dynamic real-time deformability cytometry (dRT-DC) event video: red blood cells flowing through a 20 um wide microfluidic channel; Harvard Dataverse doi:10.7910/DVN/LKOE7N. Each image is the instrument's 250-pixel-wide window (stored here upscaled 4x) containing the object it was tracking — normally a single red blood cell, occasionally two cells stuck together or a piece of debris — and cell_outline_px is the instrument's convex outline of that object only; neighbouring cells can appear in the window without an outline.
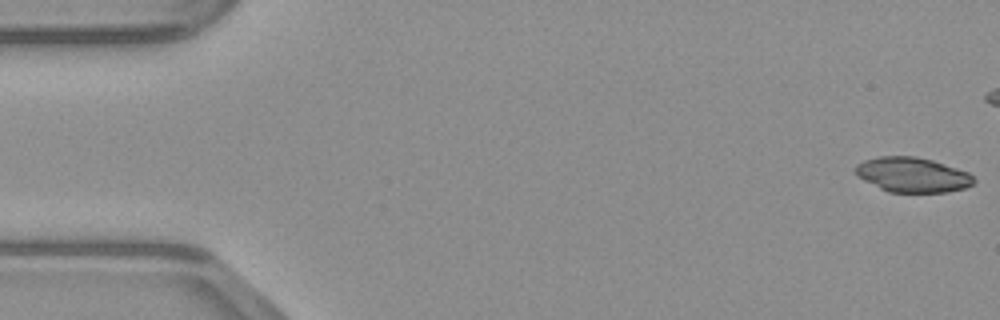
{"species": "common noctule bat (a hibernating species)", "species_latin": "Nyctalus noctula", "temperature_condition": "warm", "stored_images_in_passage": 39, "camera_frame_rate_fps": 3000, "um_per_image_px": 0.085, "animal": {"sex": "male", "body_mass_g": 23.1, "forearm_length_mm": 52.7}, "frame": {"image": 1, "passage_image": 1, "time_ms": 0.0, "image_size_px": [1000, 320], "cell_outline_px": [[976, 180], [972, 184], [964, 188], [948, 192], [888, 192], [856, 176], [856, 164], [864, 160], [876, 156], [916, 156], [932, 160], [968, 172]], "centroid_in_image_um": [77.54, 14.85], "position_along_channel_um": 7.5, "area_um2": 23.99}}